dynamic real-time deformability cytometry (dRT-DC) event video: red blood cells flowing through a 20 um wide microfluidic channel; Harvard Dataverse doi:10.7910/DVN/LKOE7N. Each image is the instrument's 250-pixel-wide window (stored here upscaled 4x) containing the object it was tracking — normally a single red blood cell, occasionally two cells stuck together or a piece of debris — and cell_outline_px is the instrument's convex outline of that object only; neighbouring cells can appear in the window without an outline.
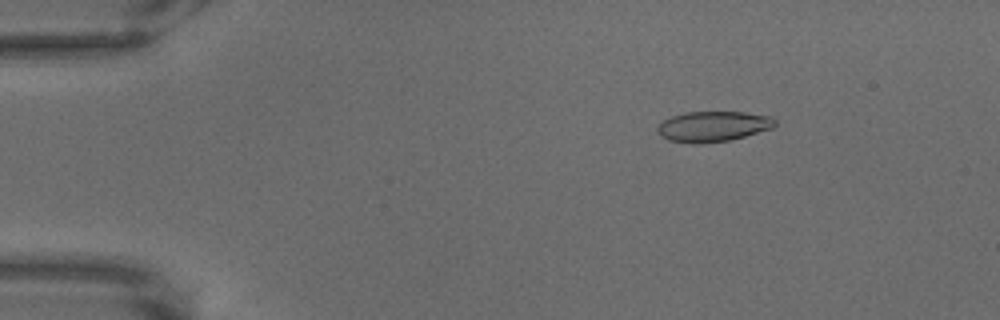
{"species": "common noctule bat (a hibernating species)", "species_latin": "Nyctalus noctula", "temperature_condition": "warm", "stored_images_in_passage": 69, "camera_frame_rate_fps": 3000, "um_per_image_px": 0.085, "animal": {"sex": "male", "body_mass_g": 18.8}, "frame": {"image": 1, "passage_image": 11, "time_ms": 3.333, "image_size_px": [1000, 320], "cell_outline_px": [[776, 124], [772, 128], [732, 140], [700, 144], [692, 144], [668, 140], [660, 136], [656, 132], [656, 128], [664, 120], [672, 116], [684, 112], [744, 112], [772, 116], [776, 120]], "centroid_in_image_um": [60.6, 10.75], "position_along_channel_um": 24.4, "area_um2": 21.1}}
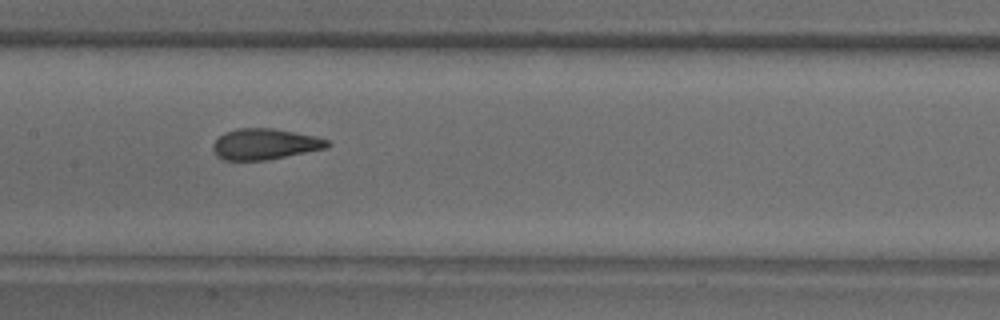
{"frame": {"image": 2, "passage_image": 35, "time_ms": 11.333, "image_size_px": [1000, 320], "cell_outline_px": [[332, 144], [328, 148], [268, 160], [224, 160], [216, 156], [212, 148], [212, 144], [224, 132], [236, 128], [272, 128], [316, 136], [328, 140]], "centroid_in_image_um": [22.52, 12.25], "position_along_channel_um": 184.9, "area_um2": 20.81}}
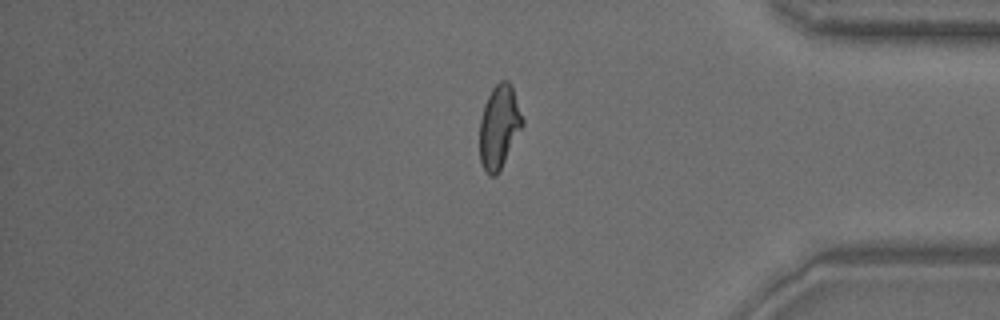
{"frame": {"image": 3, "passage_image": 58, "time_ms": 19.0, "image_size_px": [1000, 320], "cell_outline_px": [[524, 124], [500, 172], [496, 176], [488, 176], [480, 160], [480, 120], [484, 104], [492, 88], [500, 80], [508, 80], [512, 84], [524, 120]], "centroid_in_image_um": [42.44, 10.77], "position_along_channel_um": 392.8, "area_um2": 21.1}}